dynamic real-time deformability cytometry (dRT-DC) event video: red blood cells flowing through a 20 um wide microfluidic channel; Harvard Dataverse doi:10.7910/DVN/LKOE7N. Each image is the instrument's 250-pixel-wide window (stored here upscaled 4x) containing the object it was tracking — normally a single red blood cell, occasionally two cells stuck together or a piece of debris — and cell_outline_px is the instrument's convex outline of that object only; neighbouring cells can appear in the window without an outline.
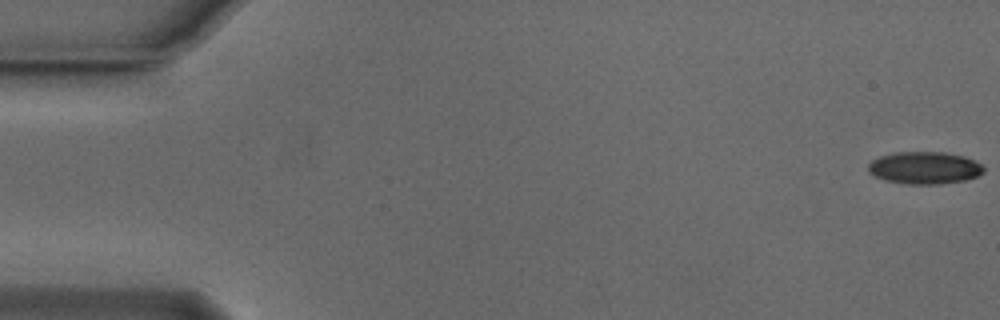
{"species": "Egyptian fruit bat (a non-hibernating species)", "species_latin": "Rousettus aegyptiacus", "temperature_condition": "cold", "stored_images_in_passage": 54, "camera_frame_rate_fps": 3000, "um_per_image_px": 0.085, "animal": {"sex": "male"}, "frame": {"image": 1, "passage_image": 1, "time_ms": 0.0, "image_size_px": [1000, 320], "cell_outline_px": [[984, 172], [976, 176], [964, 180], [940, 184], [908, 184], [884, 180], [868, 172], [868, 164], [872, 160], [880, 156], [896, 152], [944, 152], [964, 156], [980, 164], [984, 168]], "centroid_in_image_um": [78.56, 14.26], "position_along_channel_um": 6.4, "area_um2": 21.62}}
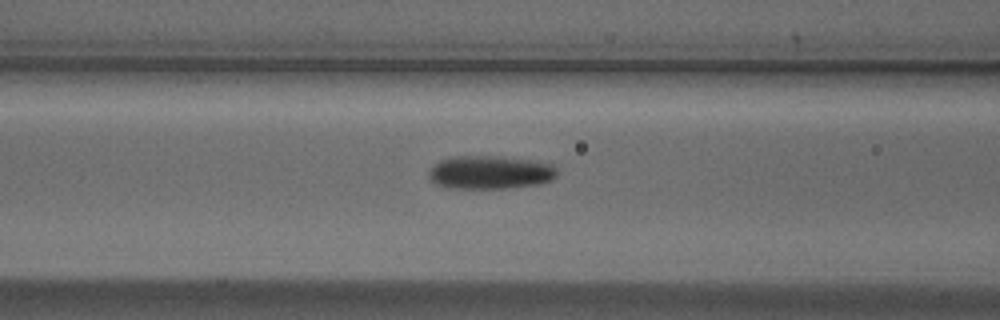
{"frame": {"image": 2, "passage_image": 22, "time_ms": 7.0, "image_size_px": [1000, 320], "cell_outline_px": [[556, 176], [552, 180], [540, 184], [504, 188], [452, 188], [436, 184], [428, 176], [428, 172], [440, 160], [452, 156], [496, 156], [528, 160], [552, 164], [556, 168]], "centroid_in_image_um": [41.66, 14.65], "position_along_channel_um": 124.9, "area_um2": 24.74}}
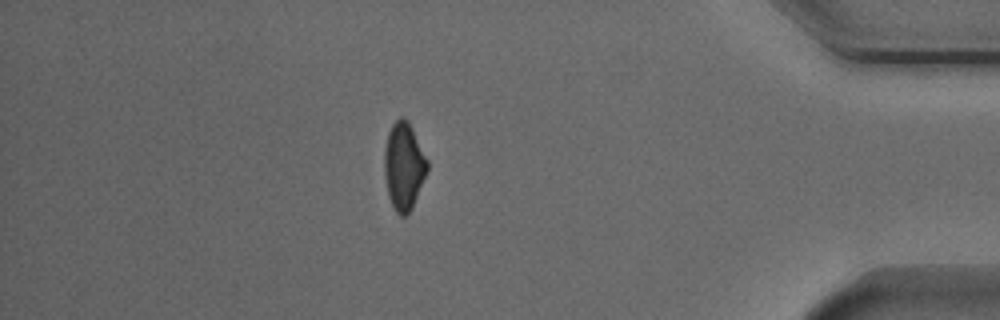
{"frame": {"image": 3, "passage_image": 47, "time_ms": 15.333, "image_size_px": [1000, 320], "cell_outline_px": [[428, 168], [412, 208], [404, 216], [400, 216], [396, 212], [388, 196], [384, 172], [384, 148], [388, 132], [392, 124], [400, 116], [404, 116], [408, 120], [428, 160]], "centroid_in_image_um": [34.31, 14.09], "position_along_channel_um": 400.9, "area_um2": 21.85}, "authors_computed_cell_mechanics": {"area_um2": 22.8888, "velocity_mm_per_s": 3.8237, "shape_relaxation_time_tau1_ms": 4.2048, "shape_relaxation_time_tau2_ms": null, "deformation_change_tau1": 0.1354, "deformation_change_tau2": null}}